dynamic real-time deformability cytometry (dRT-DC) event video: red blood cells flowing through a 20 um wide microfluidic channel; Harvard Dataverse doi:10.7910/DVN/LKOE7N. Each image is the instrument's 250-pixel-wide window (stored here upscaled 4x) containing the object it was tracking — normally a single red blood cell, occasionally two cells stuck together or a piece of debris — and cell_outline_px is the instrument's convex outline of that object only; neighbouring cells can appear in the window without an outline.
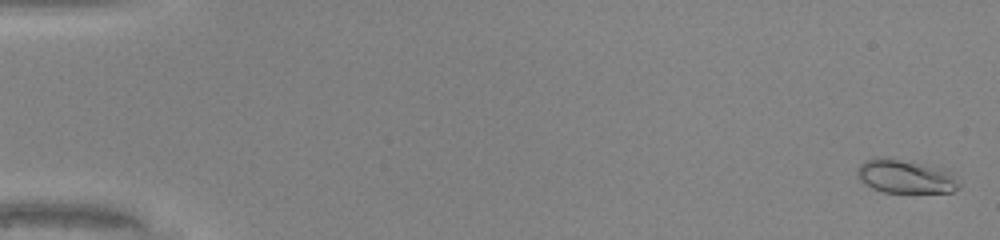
{"species": "common noctule bat (a hibernating species)", "species_latin": "Nyctalus noctula", "temperature_condition": "warm", "stored_images_in_passage": 50, "camera_frame_rate_fps": 3000, "um_per_image_px": 0.085, "animal": {"sex": "male", "body_mass_g": 20.0, "forearm_length_mm": 53.3}, "frame": {"image": 1, "passage_image": 2, "time_ms": 0.333, "image_size_px": [1000, 240], "cell_outline_px": [[960, 188], [952, 192], [884, 192], [872, 188], [860, 180], [856, 176], [856, 168], [864, 160], [884, 156], [888, 156], [948, 168], [952, 172], [960, 184]], "centroid_in_image_um": [76.99, 14.96], "position_along_channel_um": 8.0, "area_um2": 20.63}}
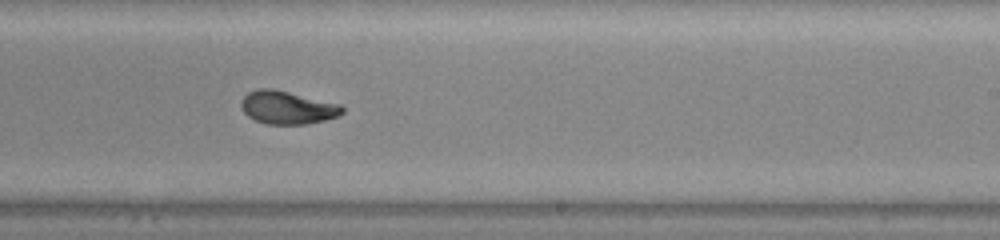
{"frame": {"image": 2, "passage_image": 32, "time_ms": 10.333, "image_size_px": [1000, 240], "cell_outline_px": [[344, 112], [340, 116], [324, 120], [304, 124], [268, 124], [256, 120], [248, 116], [244, 112], [240, 104], [240, 100], [248, 92], [256, 88], [272, 88], [340, 104], [344, 108]], "centroid_in_image_um": [24.42, 9.13], "position_along_channel_um": 264.6, "area_um2": 19.48}}
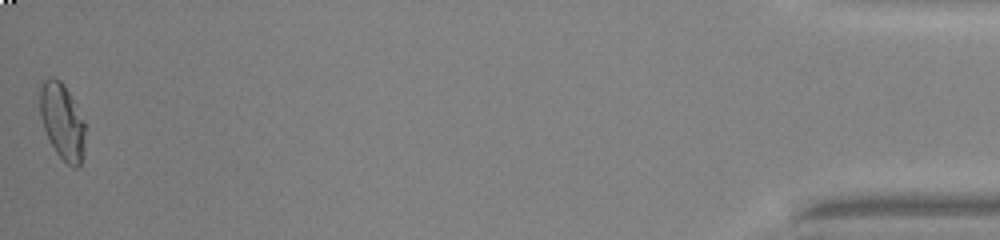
{"frame": {"image": 3, "passage_image": 50, "time_ms": 16.333, "image_size_px": [1000, 240], "cell_outline_px": [[84, 156], [80, 164], [76, 168], [72, 168], [56, 152], [44, 128], [40, 116], [40, 88], [44, 80], [52, 76], [60, 80], [64, 84], [84, 120]], "centroid_in_image_um": [5.3, 10.32], "position_along_channel_um": 429.9, "area_um2": 19.88}, "authors_computed_cell_mechanics": {"area_um2": 19.3341, "velocity_mm_per_s": 4.2708, "shape_relaxation_time_tau1_ms": 7.7274, "shape_relaxation_time_tau2_ms": 0.6193, "deformation_change_tau1": 0.2981, "deformation_change_tau2": 0.0482}}